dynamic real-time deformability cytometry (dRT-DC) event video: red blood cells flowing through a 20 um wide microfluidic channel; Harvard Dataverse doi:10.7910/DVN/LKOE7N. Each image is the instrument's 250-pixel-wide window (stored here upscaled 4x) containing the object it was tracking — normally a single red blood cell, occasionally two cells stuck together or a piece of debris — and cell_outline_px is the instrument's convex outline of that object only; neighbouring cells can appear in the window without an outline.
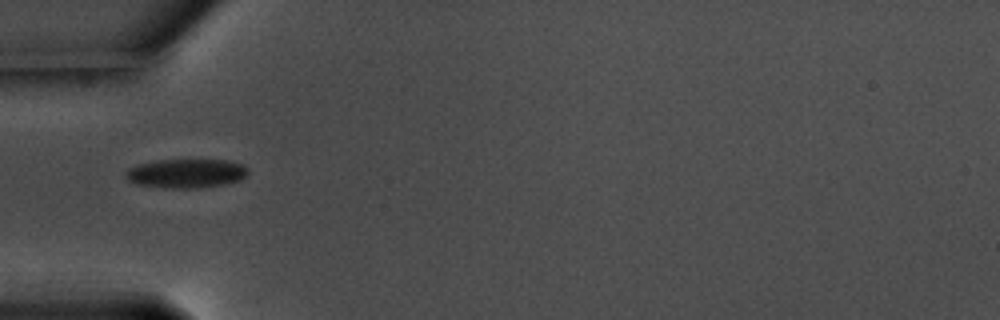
{"species": "common noctule bat (a hibernating species)", "species_latin": "Nyctalus noctula", "temperature_condition": "warm", "stored_images_in_passage": 39, "camera_frame_rate_fps": 3000, "um_per_image_px": 0.085, "animal": {"sex": "male", "body_mass_g": 17.5, "forearm_length_mm": 52.3}, "frame": {"image": 1, "passage_image": 1, "time_ms": 0.0, "image_size_px": [1000, 320], "cell_outline_px": [[248, 172], [240, 180], [220, 184], [196, 188], [168, 188], [136, 184], [128, 180], [124, 176], [128, 168], [140, 164], [156, 160], [228, 160], [244, 164], [248, 168]], "centroid_in_image_um": [15.81, 14.73], "position_along_channel_um": 69.2, "area_um2": 20.58}}
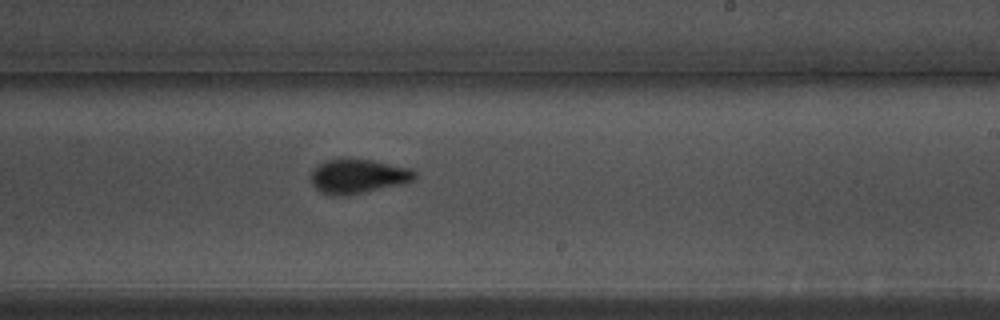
{"frame": {"image": 2, "passage_image": 17, "time_ms": 5.333, "image_size_px": [1000, 320], "cell_outline_px": [[416, 176], [412, 180], [400, 184], [344, 196], [332, 196], [320, 192], [312, 184], [312, 172], [324, 160], [372, 160], [412, 168], [416, 172]], "centroid_in_image_um": [30.44, 14.99], "position_along_channel_um": 258.6, "area_um2": 20.29}}
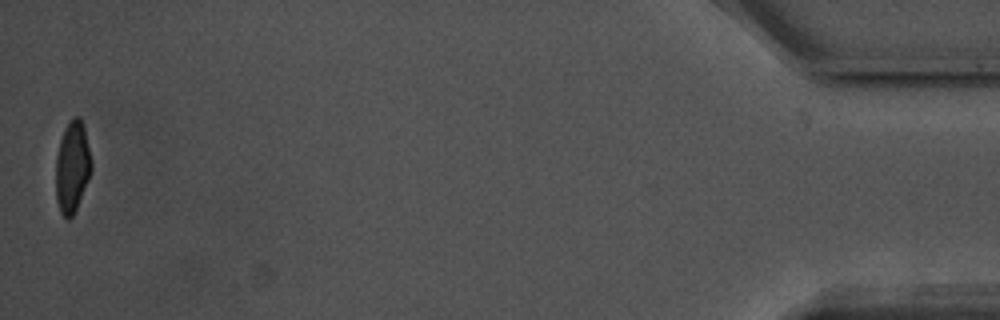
{"frame": {"image": 3, "passage_image": 39, "time_ms": 12.667, "image_size_px": [1000, 320], "cell_outline_px": [[92, 168], [76, 208], [72, 216], [68, 220], [60, 212], [56, 200], [56, 156], [60, 140], [68, 124], [76, 116], [80, 116], [84, 128], [92, 160]], "centroid_in_image_um": [6.14, 14.2], "position_along_channel_um": 429.1, "area_um2": 18.55}, "authors_computed_cell_mechanics": {"area_um2": 20.5768, "velocity_mm_per_s": 3.561, "shape_relaxation_time_tau1_ms": 3.3081, "shape_relaxation_time_tau2_ms": 1.3111, "deformation_change_tau1": 0.1323, "deformation_change_tau2": 0.0559}}